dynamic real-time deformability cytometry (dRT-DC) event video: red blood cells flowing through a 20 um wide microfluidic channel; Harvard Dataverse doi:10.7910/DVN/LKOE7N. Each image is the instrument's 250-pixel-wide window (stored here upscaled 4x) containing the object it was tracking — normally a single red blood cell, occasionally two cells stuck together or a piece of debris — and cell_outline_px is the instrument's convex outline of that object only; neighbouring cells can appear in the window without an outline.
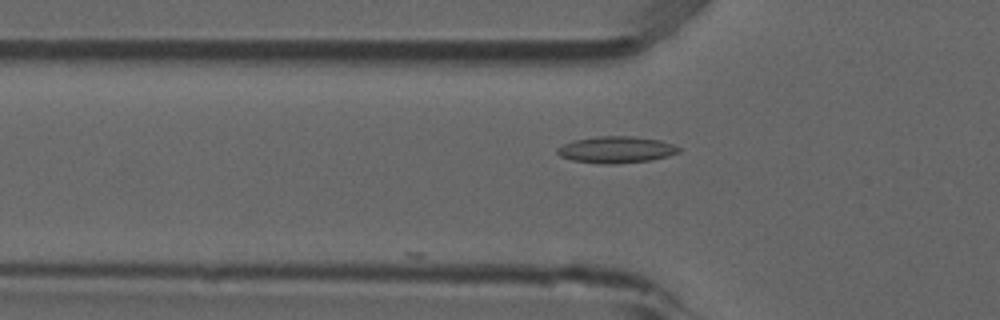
{"species": "common noctule bat (a hibernating species)", "species_latin": "Nyctalus noctula", "temperature_condition": "room temperature", "stored_images_in_passage": 6, "camera_frame_rate_fps": 3000, "um_per_image_px": 0.085, "animal": {"sex": "male", "forearm_length_mm": 52.5}, "frame": {"image": 1, "passage_image": 5, "time_ms": 1.333, "image_size_px": [1000, 320], "cell_outline_px": [[680, 152], [668, 156], [652, 160], [616, 164], [600, 164], [572, 160], [560, 156], [556, 152], [556, 148], [564, 144], [576, 140], [596, 136], [632, 136], [660, 140], [672, 144], [680, 148]], "centroid_in_image_um": [52.38, 12.73], "position_along_channel_um": 73.4, "area_um2": 18.9}}